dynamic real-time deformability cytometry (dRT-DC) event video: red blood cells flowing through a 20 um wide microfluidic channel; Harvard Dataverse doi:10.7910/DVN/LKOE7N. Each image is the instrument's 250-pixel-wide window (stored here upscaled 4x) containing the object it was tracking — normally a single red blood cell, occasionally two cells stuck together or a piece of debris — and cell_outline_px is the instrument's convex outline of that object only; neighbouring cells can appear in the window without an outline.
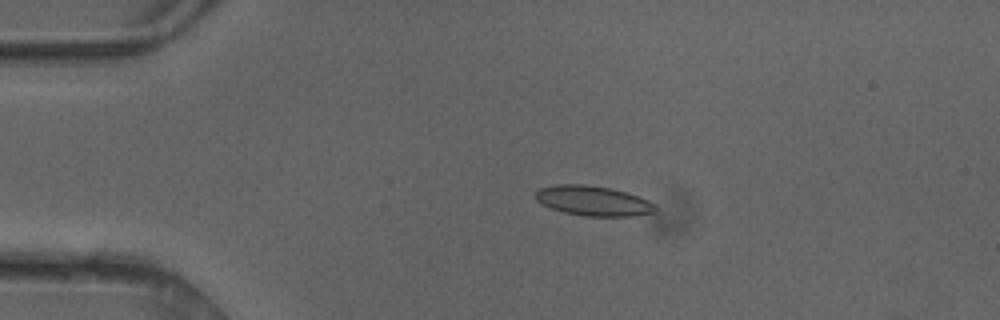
{"species": "common noctule bat (a hibernating species)", "species_latin": "Nyctalus noctula", "temperature_condition": "cold", "stored_images_in_passage": 3, "camera_frame_rate_fps": 3000, "um_per_image_px": 0.085, "animal": {"sex": "female"}, "frame": {"image": 1, "passage_image": 3, "time_ms": 0.667, "image_size_px": [1000, 320], "cell_outline_px": [[656, 212], [632, 216], [584, 216], [564, 212], [552, 208], [536, 200], [536, 192], [540, 188], [556, 184], [584, 184], [612, 188], [648, 200], [656, 204]], "centroid_in_image_um": [50.44, 17.07], "position_along_channel_um": 34.6, "area_um2": 20.75}}